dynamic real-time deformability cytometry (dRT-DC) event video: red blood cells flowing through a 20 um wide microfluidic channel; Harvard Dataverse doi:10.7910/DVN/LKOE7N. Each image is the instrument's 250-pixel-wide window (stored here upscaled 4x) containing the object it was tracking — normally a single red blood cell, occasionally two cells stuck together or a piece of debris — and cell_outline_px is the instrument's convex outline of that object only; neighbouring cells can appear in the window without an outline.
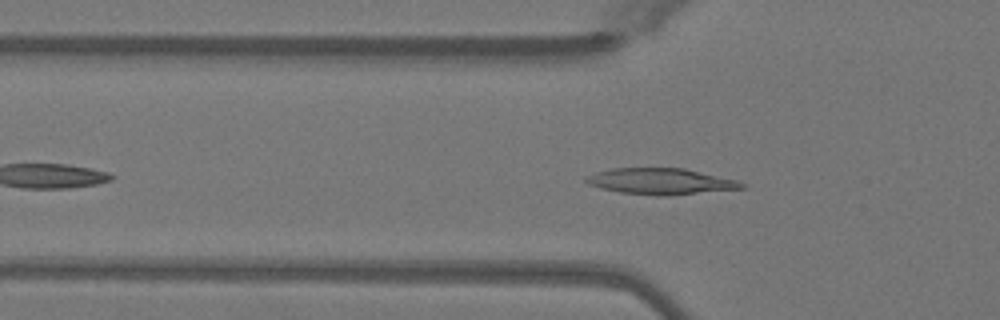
{"species": "Egyptian fruit bat (a non-hibernating species)", "species_latin": "Rousettus aegyptiacus", "temperature_condition": "warm", "stored_images_in_passage": 42, "camera_frame_rate_fps": 3000, "um_per_image_px": 0.085, "animal": {"sex": "female"}, "frame": {"image": 1, "passage_image": 8, "time_ms": 2.333, "image_size_px": [1000, 320], "cell_outline_px": [[748, 188], [668, 196], [656, 196], [620, 192], [600, 188], [588, 184], [584, 180], [588, 176], [596, 172], [612, 168], [684, 168], [736, 180], [748, 184]], "centroid_in_image_um": [56.21, 15.43], "position_along_channel_um": 69.6, "area_um2": 23.87}}
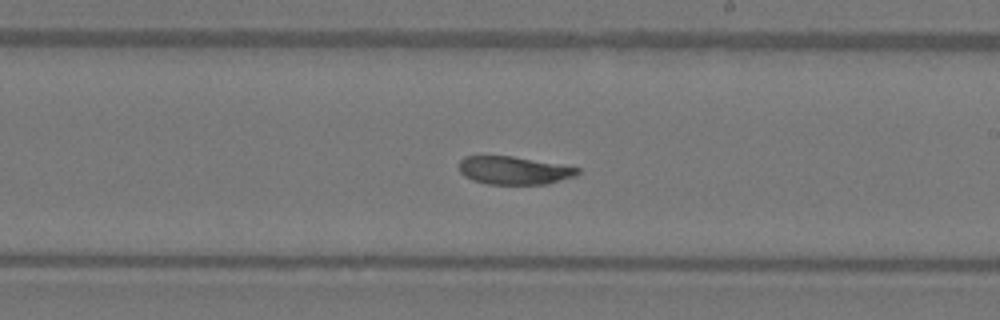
{"frame": {"image": 2, "passage_image": 21, "time_ms": 6.667, "image_size_px": [1000, 320], "cell_outline_px": [[580, 172], [576, 176], [548, 184], [488, 184], [472, 180], [464, 176], [460, 172], [460, 160], [464, 156], [512, 156], [580, 168]], "centroid_in_image_um": [43.69, 14.49], "position_along_channel_um": 245.3, "area_um2": 19.31}}
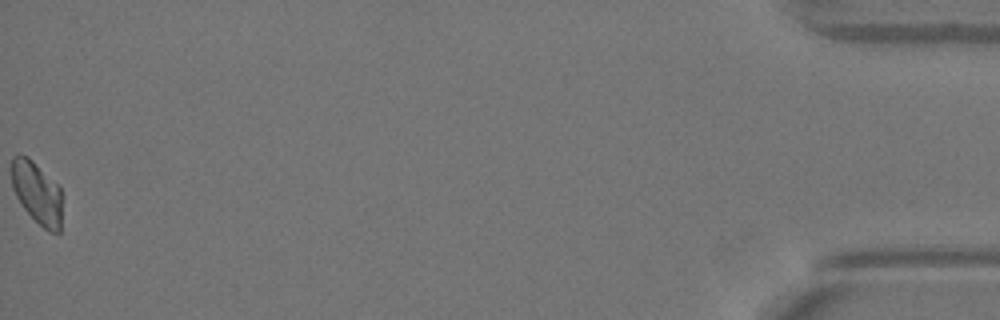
{"frame": {"image": 3, "passage_image": 42, "time_ms": 13.667, "image_size_px": [1000, 320], "cell_outline_px": [[60, 232], [48, 232], [24, 208], [16, 196], [12, 188], [12, 156], [28, 156], [60, 184]], "centroid_in_image_um": [3.15, 16.35], "position_along_channel_um": 432.1, "area_um2": 18.15}, "authors_computed_cell_mechanics": {"area_um2": 20.7502, "velocity_mm_per_s": 4.0488, "shape_relaxation_time_tau1_ms": null, "shape_relaxation_time_tau2_ms": 1.3638, "deformation_change_tau1": null, "deformation_change_tau2": 0.043}}